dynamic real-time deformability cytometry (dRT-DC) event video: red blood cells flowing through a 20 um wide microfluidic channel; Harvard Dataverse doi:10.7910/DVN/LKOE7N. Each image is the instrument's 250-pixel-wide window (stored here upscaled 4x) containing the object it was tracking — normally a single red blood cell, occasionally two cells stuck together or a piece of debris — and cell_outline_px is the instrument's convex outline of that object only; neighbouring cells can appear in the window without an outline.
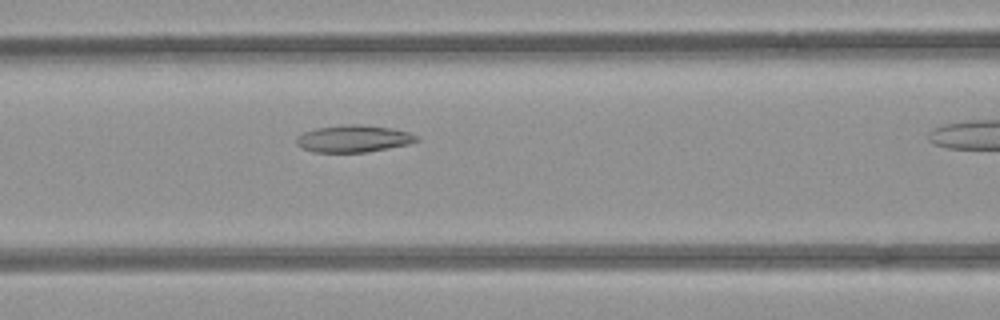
{"species": "common noctule bat (a hibernating species)", "species_latin": "Nyctalus noctula", "temperature_condition": "room temperature", "stored_images_in_passage": 26, "camera_frame_rate_fps": 3000, "um_per_image_px": 0.085, "animal": {"sex": "female", "body_mass_g": 21.9}, "frame": {"image": 1, "passage_image": 6, "time_ms": 1.667, "image_size_px": [1000, 320], "cell_outline_px": [[420, 140], [408, 144], [364, 152], [316, 152], [304, 148], [296, 144], [296, 136], [304, 132], [316, 128], [348, 124], [360, 124], [392, 128], [408, 132], [416, 136]], "centroid_in_image_um": [30.03, 11.78], "position_along_channel_um": 136.6, "area_um2": 18.73}}
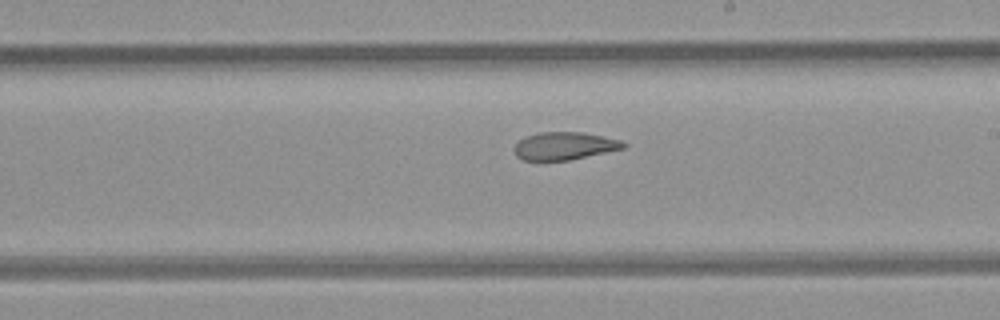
{"frame": {"image": 2, "passage_image": 14, "time_ms": 4.333, "image_size_px": [1000, 320], "cell_outline_px": [[628, 144], [624, 148], [568, 160], [524, 160], [516, 156], [512, 148], [520, 140], [528, 136], [540, 132], [584, 132], [620, 140]], "centroid_in_image_um": [47.96, 12.4], "position_along_channel_um": 241.0, "area_um2": 17.46}}
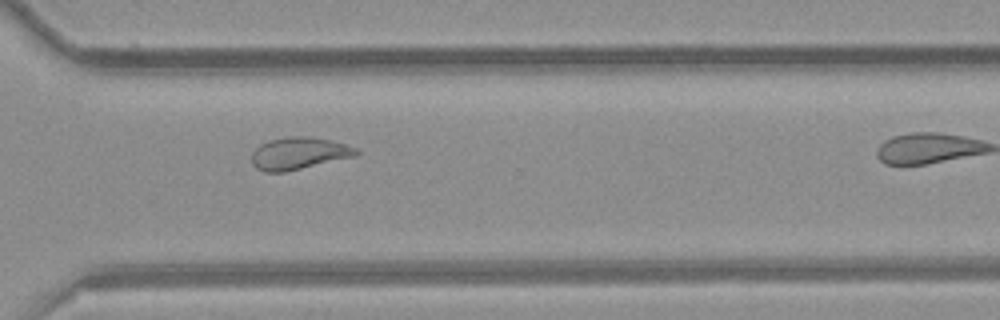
{"frame": {"image": 3, "passage_image": 22, "time_ms": 7.0, "image_size_px": [1000, 320], "cell_outline_px": [[360, 152], [356, 156], [284, 172], [264, 172], [256, 168], [252, 164], [252, 152], [260, 144], [268, 140], [292, 136], [308, 136], [332, 140], [356, 148]], "centroid_in_image_um": [25.39, 13.03], "position_along_channel_um": 345.2, "area_um2": 19.59}}